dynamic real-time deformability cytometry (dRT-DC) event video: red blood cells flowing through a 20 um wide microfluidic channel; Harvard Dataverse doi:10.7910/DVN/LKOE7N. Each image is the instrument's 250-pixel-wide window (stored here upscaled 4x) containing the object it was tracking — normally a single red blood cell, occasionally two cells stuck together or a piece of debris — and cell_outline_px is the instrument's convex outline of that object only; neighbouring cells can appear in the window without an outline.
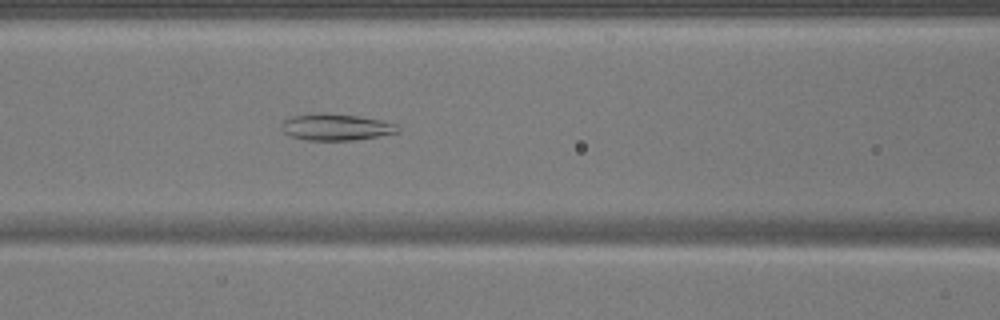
{"species": "common noctule bat (a hibernating species)", "species_latin": "Nyctalus noctula", "temperature_condition": "warm", "stored_images_in_passage": 52, "camera_frame_rate_fps": 3000, "um_per_image_px": 0.085, "animal": {"sex": "male", "body_mass_g": 17.9}, "frame": {"image": 1, "passage_image": 23, "time_ms": 7.333, "image_size_px": [1000, 320], "cell_outline_px": [[400, 132], [352, 140], [308, 140], [288, 136], [280, 128], [280, 124], [284, 120], [292, 116], [356, 116], [380, 120], [396, 124], [400, 128]], "centroid_in_image_um": [28.56, 10.86], "position_along_channel_um": 138.0, "area_um2": 17.05}}
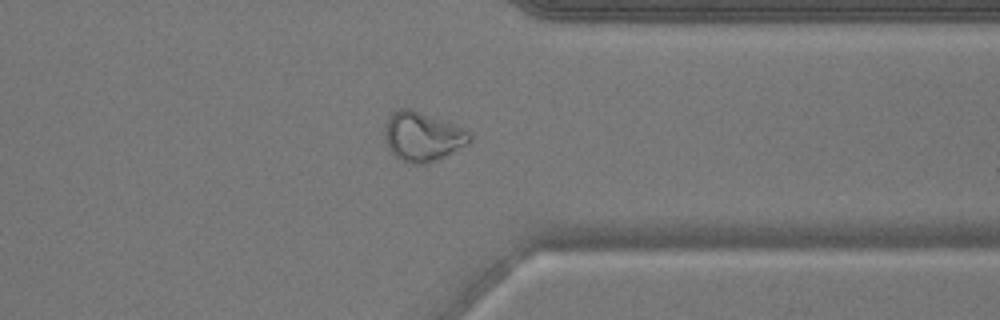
{"frame": {"image": 2, "passage_image": 41, "time_ms": 13.333, "image_size_px": [1000, 320], "cell_outline_px": [[472, 140], [468, 144], [436, 160], [424, 164], [412, 164], [400, 160], [392, 152], [384, 136], [384, 128], [388, 116], [392, 112], [400, 108], [412, 108], [464, 128], [472, 136]], "centroid_in_image_um": [35.91, 11.59], "position_along_channel_um": 375.5, "area_um2": 24.39}}
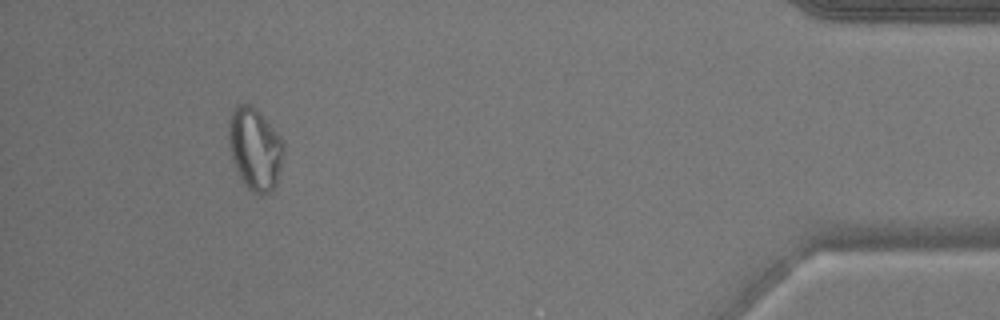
{"frame": {"image": 3, "passage_image": 48, "time_ms": 15.667, "image_size_px": [1000, 320], "cell_outline_px": [[284, 148], [280, 168], [276, 184], [268, 192], [252, 192], [244, 184], [232, 160], [228, 140], [228, 120], [232, 108], [236, 104], [248, 100], [260, 112], [284, 140]], "centroid_in_image_um": [21.64, 12.54], "position_along_channel_um": 413.6, "area_um2": 26.59}}